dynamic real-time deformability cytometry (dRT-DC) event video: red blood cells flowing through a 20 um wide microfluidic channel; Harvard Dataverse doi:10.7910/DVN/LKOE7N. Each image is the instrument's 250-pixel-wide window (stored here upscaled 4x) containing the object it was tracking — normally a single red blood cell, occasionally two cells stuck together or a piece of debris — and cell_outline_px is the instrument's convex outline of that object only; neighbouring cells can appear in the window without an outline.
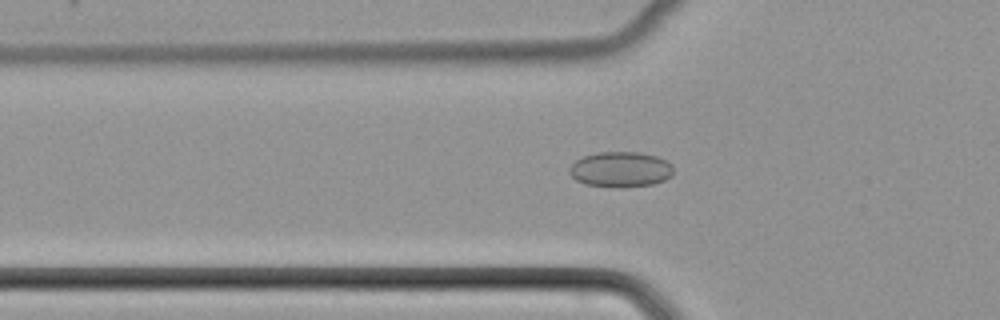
{"species": "common noctule bat (a hibernating species)", "species_latin": "Nyctalus noctula", "temperature_condition": "cold", "stored_images_in_passage": 39, "camera_frame_rate_fps": 3000, "um_per_image_px": 0.085, "animal": {"sex": "female", "body_mass_g": 22.7, "forearm_length_mm": 54.2}, "frame": {"image": 1, "passage_image": 6, "time_ms": 1.667, "image_size_px": [1000, 320], "cell_outline_px": [[672, 176], [664, 180], [652, 184], [620, 188], [584, 184], [576, 180], [568, 172], [568, 168], [576, 160], [584, 156], [596, 152], [640, 152], [656, 156], [672, 164]], "centroid_in_image_um": [52.73, 14.4], "position_along_channel_um": 73.1, "area_um2": 21.56}}
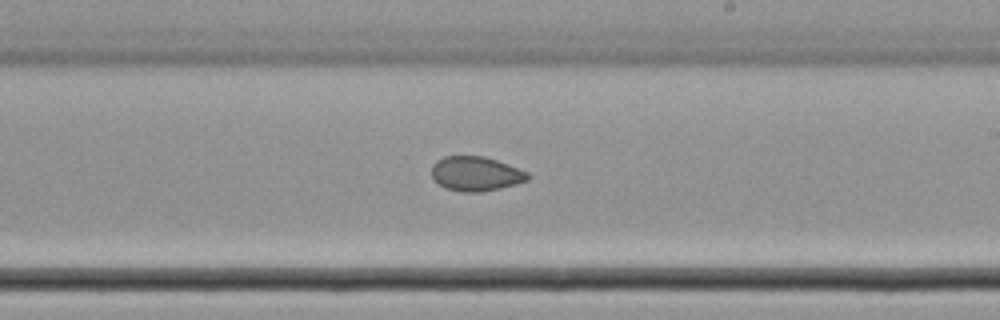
{"frame": {"image": 2, "passage_image": 19, "time_ms": 6.0, "image_size_px": [1000, 320], "cell_outline_px": [[528, 180], [516, 184], [500, 188], [480, 192], [460, 192], [444, 188], [432, 176], [432, 164], [436, 160], [444, 156], [484, 156], [508, 164], [528, 172]], "centroid_in_image_um": [40.43, 14.77], "position_along_channel_um": 248.6, "area_um2": 19.31}}
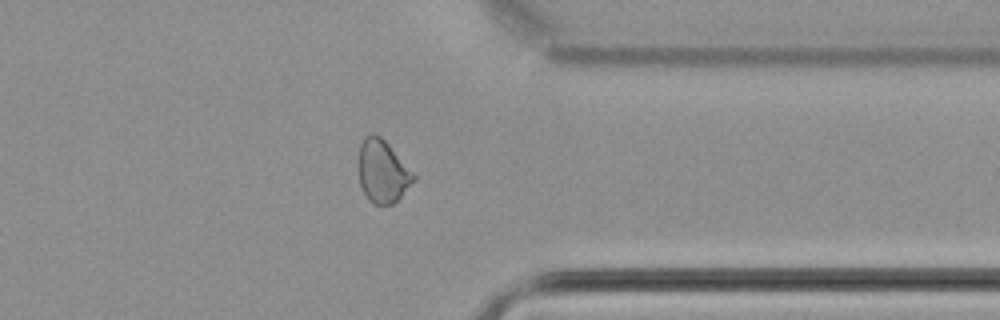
{"frame": {"image": 3, "passage_image": 29, "time_ms": 9.333, "image_size_px": [1000, 320], "cell_outline_px": [[416, 180], [392, 204], [372, 204], [368, 200], [360, 184], [360, 144], [364, 136], [372, 132], [380, 136], [388, 144], [416, 176]], "centroid_in_image_um": [32.52, 14.56], "position_along_channel_um": 378.9, "area_um2": 19.71}}